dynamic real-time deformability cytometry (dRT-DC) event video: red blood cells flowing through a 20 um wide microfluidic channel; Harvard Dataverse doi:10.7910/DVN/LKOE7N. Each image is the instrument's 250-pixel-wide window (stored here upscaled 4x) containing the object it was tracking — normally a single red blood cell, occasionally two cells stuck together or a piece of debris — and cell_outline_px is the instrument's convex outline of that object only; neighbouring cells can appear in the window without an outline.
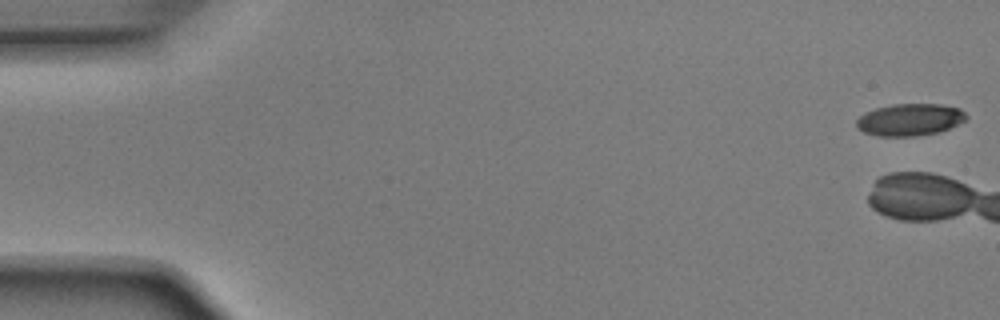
{"species": "Egyptian fruit bat (a non-hibernating species)", "species_latin": "Rousettus aegyptiacus", "temperature_condition": "room temperature", "stored_images_in_passage": 4, "camera_frame_rate_fps": 3000, "um_per_image_px": 0.085, "animal": {"sex": "male"}, "frame": {"image": 1, "passage_image": 1, "time_ms": 0.0, "image_size_px": [1000, 320], "cell_outline_px": [[968, 116], [964, 120], [940, 132], [916, 136], [876, 136], [864, 132], [856, 128], [856, 120], [864, 112], [876, 108], [892, 104], [944, 104], [960, 108]], "centroid_in_image_um": [77.31, 10.17], "position_along_channel_um": 7.7, "area_um2": 20.63}}